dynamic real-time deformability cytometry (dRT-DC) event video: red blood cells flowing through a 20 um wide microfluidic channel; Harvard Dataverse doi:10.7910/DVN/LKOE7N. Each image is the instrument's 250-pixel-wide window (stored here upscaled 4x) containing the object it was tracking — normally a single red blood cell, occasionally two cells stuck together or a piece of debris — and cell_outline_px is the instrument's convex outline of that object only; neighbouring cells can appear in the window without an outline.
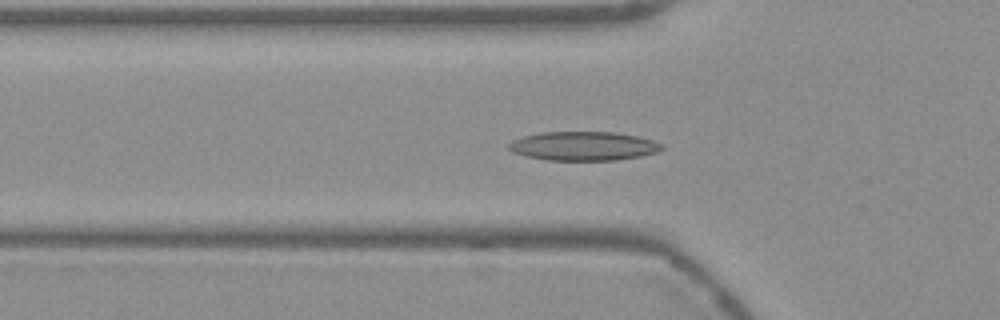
{"species": "Egyptian fruit bat (a non-hibernating species)", "species_latin": "Rousettus aegyptiacus", "temperature_condition": "warm", "stored_images_in_passage": 55, "camera_frame_rate_fps": 3000, "um_per_image_px": 0.085, "frame": {"image": 1, "passage_image": 18, "time_ms": 5.667, "image_size_px": [1000, 320], "cell_outline_px": [[664, 148], [656, 152], [640, 156], [616, 160], [544, 160], [524, 156], [512, 152], [508, 148], [508, 144], [512, 140], [524, 136], [540, 132], [616, 132], [636, 136], [652, 140], [664, 144]], "centroid_in_image_um": [49.57, 12.41], "position_along_channel_um": 76.2, "area_um2": 25.95}}
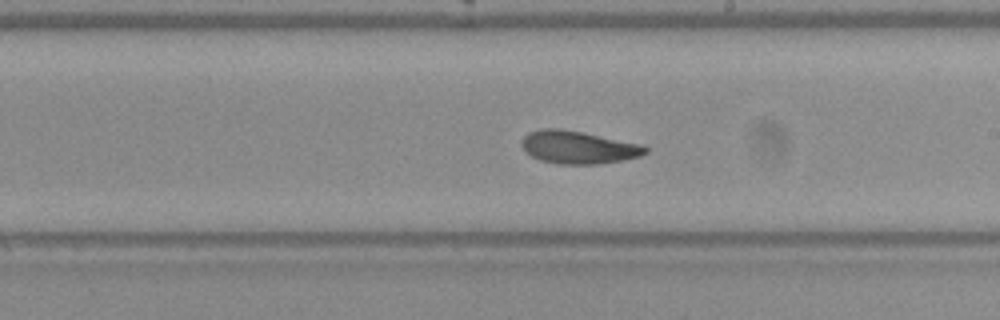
{"frame": {"image": 2, "passage_image": 31, "time_ms": 10.0, "image_size_px": [1000, 320], "cell_outline_px": [[648, 152], [640, 156], [600, 164], [556, 164], [540, 160], [524, 152], [520, 144], [524, 136], [528, 132], [540, 128], [560, 128], [640, 144], [648, 148]], "centroid_in_image_um": [49.08, 12.52], "position_along_channel_um": 239.9, "area_um2": 23.58}}
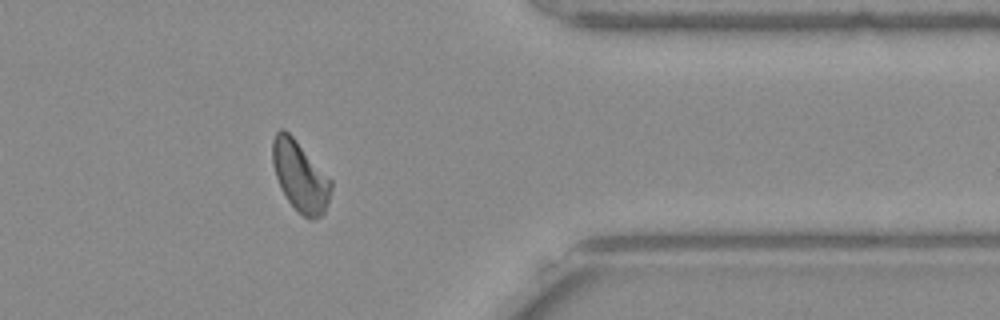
{"frame": {"image": 3, "passage_image": 44, "time_ms": 14.333, "image_size_px": [1000, 320], "cell_outline_px": [[332, 188], [324, 212], [320, 216], [312, 220], [308, 220], [288, 200], [280, 188], [272, 164], [272, 140], [276, 132], [280, 128], [284, 128], [296, 140], [332, 180]], "centroid_in_image_um": [25.5, 14.96], "position_along_channel_um": 385.9, "area_um2": 23.81}, "authors_computed_cell_mechanics": {"area_um2": 23.698, "velocity_mm_per_s": 3.7553, "shape_relaxation_time_tau1_ms": 8.2944, "shape_relaxation_time_tau2_ms": 6.0042, "deformation_change_tau1": 0.1858, "deformation_change_tau2": 0.139}}